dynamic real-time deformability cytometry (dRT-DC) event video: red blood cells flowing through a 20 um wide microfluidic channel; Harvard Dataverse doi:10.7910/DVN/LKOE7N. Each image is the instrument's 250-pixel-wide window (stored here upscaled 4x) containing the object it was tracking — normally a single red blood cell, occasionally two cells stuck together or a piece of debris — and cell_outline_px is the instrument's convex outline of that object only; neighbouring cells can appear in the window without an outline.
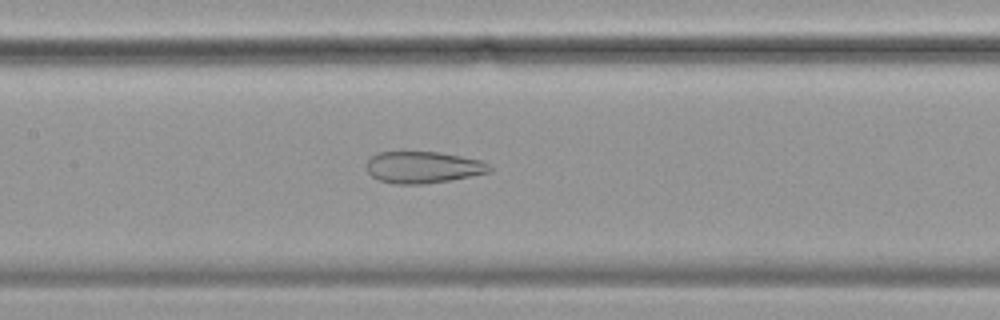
{"species": "common noctule bat (a hibernating species)", "species_latin": "Nyctalus noctula", "temperature_condition": "cold", "stored_images_in_passage": 56, "camera_frame_rate_fps": 3000, "um_per_image_px": 0.085, "animal": {"sex": "female", "body_mass_g": 19.9}, "frame": {"image": 1, "passage_image": 26, "time_ms": 8.333, "image_size_px": [1000, 320], "cell_outline_px": [[492, 172], [448, 180], [424, 184], [392, 184], [380, 180], [372, 176], [368, 172], [368, 160], [376, 152], [440, 152], [480, 160], [488, 164], [492, 168]], "centroid_in_image_um": [35.97, 14.22], "position_along_channel_um": 171.4, "area_um2": 22.6}}
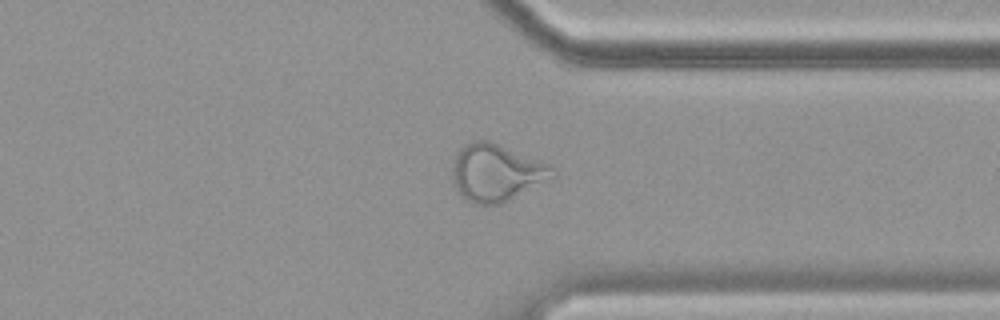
{"frame": {"image": 2, "passage_image": 43, "time_ms": 14.0, "image_size_px": [1000, 320], "cell_outline_px": [[556, 176], [500, 204], [472, 204], [460, 192], [452, 180], [452, 164], [460, 148], [464, 144], [472, 140], [488, 140], [552, 164], [556, 168]], "centroid_in_image_um": [42.21, 14.65], "position_along_channel_um": 369.2, "area_um2": 33.35}}
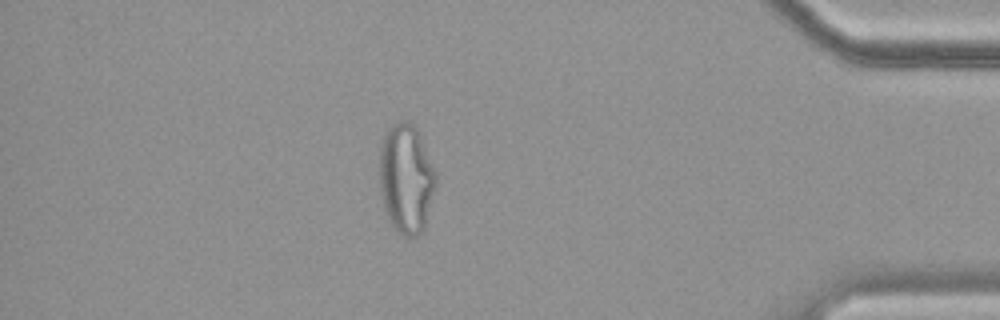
{"frame": {"image": 3, "passage_image": 49, "time_ms": 16.0, "image_size_px": [1000, 320], "cell_outline_px": [[436, 180], [424, 228], [416, 236], [408, 240], [388, 220], [380, 196], [380, 148], [384, 132], [392, 124], [400, 120], [408, 120], [416, 124], [436, 172]], "centroid_in_image_um": [34.51, 15.13], "position_along_channel_um": 400.7, "area_um2": 36.24}}